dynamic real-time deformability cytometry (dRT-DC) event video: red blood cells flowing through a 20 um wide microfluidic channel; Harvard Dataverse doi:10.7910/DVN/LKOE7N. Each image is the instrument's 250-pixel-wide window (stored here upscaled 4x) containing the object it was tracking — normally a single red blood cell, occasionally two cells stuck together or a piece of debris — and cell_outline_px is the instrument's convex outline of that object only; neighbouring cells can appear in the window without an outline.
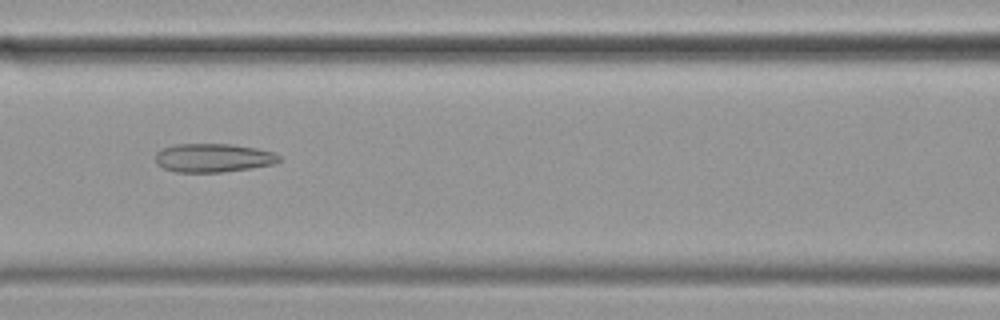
{"species": "common noctule bat (a hibernating species)", "species_latin": "Nyctalus noctula", "temperature_condition": "cold", "stored_images_in_passage": 57, "camera_frame_rate_fps": 3000, "um_per_image_px": 0.085, "animal": {"sex": "female", "body_mass_g": 19.9}, "frame": {"image": 1, "passage_image": 24, "time_ms": 7.667, "image_size_px": [1000, 320], "cell_outline_px": [[280, 160], [276, 164], [220, 172], [176, 172], [164, 168], [156, 164], [156, 152], [164, 148], [176, 144], [232, 144], [256, 148], [272, 152], [280, 156]], "centroid_in_image_um": [18.12, 13.41], "position_along_channel_um": 148.5, "area_um2": 20.52}}
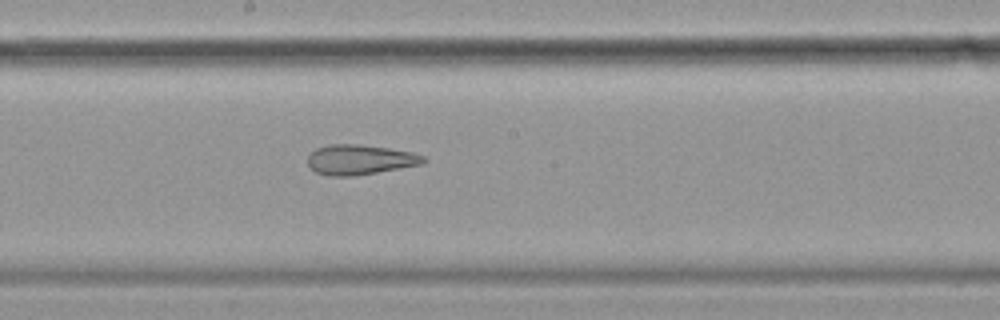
{"frame": {"image": 2, "passage_image": 30, "time_ms": 9.667, "image_size_px": [1000, 320], "cell_outline_px": [[428, 160], [424, 164], [352, 176], [328, 176], [316, 172], [308, 164], [308, 156], [316, 148], [328, 144], [360, 144], [388, 148], [412, 152], [424, 156]], "centroid_in_image_um": [30.61, 13.56], "position_along_channel_um": 217.6, "area_um2": 20.23}}
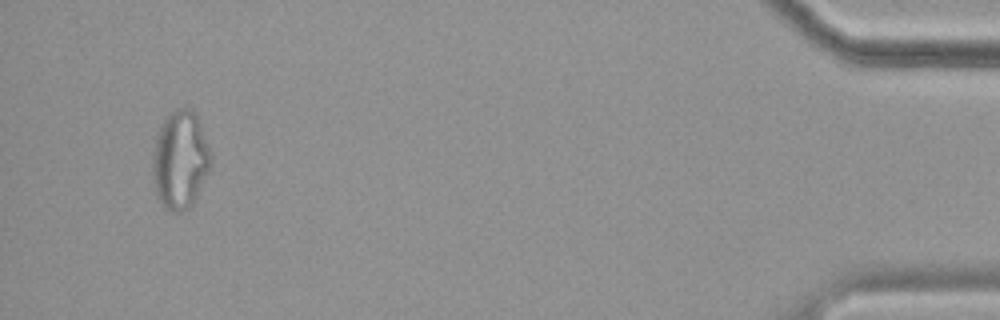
{"frame": {"image": 3, "passage_image": 54, "time_ms": 17.667, "image_size_px": [1000, 320], "cell_outline_px": [[212, 156], [208, 168], [192, 204], [188, 208], [180, 212], [172, 212], [164, 208], [156, 196], [152, 176], [152, 156], [160, 124], [168, 112], [176, 108], [188, 108], [196, 112]], "centroid_in_image_um": [15.27, 13.56], "position_along_channel_um": 419.9, "area_um2": 33.23}, "authors_computed_cell_mechanics": {"area_um2": 26.6458, "velocity_mm_per_s": 3.4768, "shape_relaxation_time_tau1_ms": null, "shape_relaxation_time_tau2_ms": 3.031, "deformation_change_tau1": null, "deformation_change_tau2": 0.1159}}